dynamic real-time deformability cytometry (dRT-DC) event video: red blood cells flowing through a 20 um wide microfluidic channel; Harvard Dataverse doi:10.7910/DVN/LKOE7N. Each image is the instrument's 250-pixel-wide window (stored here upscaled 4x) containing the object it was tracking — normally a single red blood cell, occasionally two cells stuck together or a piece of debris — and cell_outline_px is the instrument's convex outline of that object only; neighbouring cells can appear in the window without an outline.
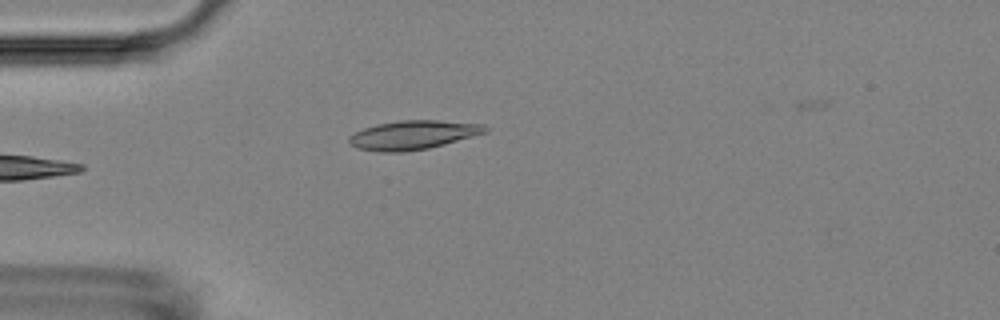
{"species": "Egyptian fruit bat (a non-hibernating species)", "species_latin": "Rousettus aegyptiacus", "temperature_condition": "room temperature", "stored_images_in_passage": 6, "camera_frame_rate_fps": 3000, "um_per_image_px": 0.085, "animal": {"sex": "female"}, "frame": {"image": 1, "passage_image": 6, "time_ms": 5.667, "image_size_px": [1000, 320], "cell_outline_px": [[488, 132], [444, 144], [428, 148], [404, 152], [380, 152], [356, 148], [348, 144], [348, 136], [364, 128], [376, 124], [400, 120], [436, 120], [484, 124], [488, 128]], "centroid_in_image_um": [35.08, 11.47], "position_along_channel_um": 49.9, "area_um2": 23.06}}